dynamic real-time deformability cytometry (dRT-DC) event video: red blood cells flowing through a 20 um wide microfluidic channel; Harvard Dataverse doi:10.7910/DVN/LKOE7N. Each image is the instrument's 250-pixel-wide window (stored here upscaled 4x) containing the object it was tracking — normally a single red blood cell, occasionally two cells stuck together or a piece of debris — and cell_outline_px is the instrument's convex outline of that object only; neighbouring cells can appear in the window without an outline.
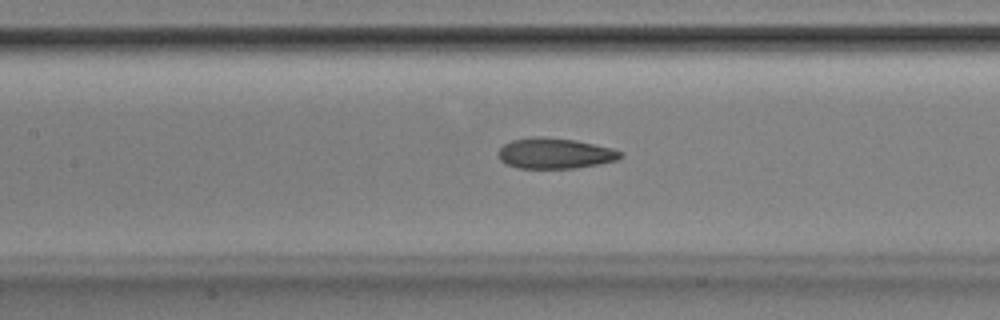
{"species": "Egyptian fruit bat (a non-hibernating species)", "species_latin": "Rousettus aegyptiacus", "temperature_condition": "room temperature", "stored_images_in_passage": 51, "camera_frame_rate_fps": 3000, "um_per_image_px": 0.085, "animal": {"sex": "male"}, "frame": {"image": 1, "passage_image": 23, "time_ms": 7.333, "image_size_px": [1000, 320], "cell_outline_px": [[624, 156], [616, 160], [576, 168], [516, 168], [504, 164], [500, 160], [496, 152], [504, 144], [512, 140], [532, 136], [540, 136], [576, 140], [612, 148], [624, 152]], "centroid_in_image_um": [47.13, 13.03], "position_along_channel_um": 160.3, "area_um2": 22.02}}
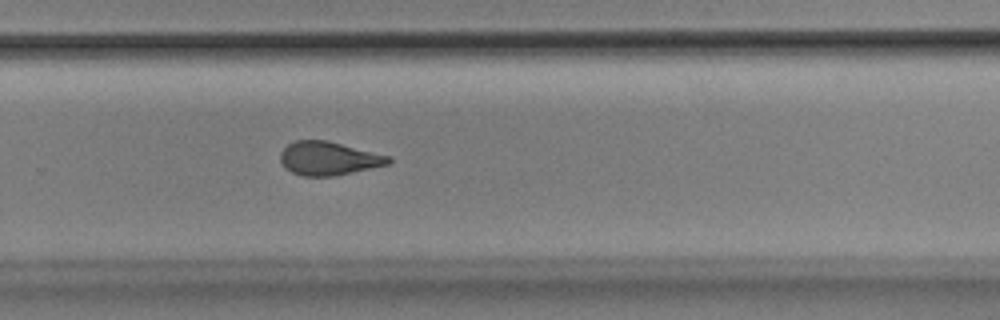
{"frame": {"image": 2, "passage_image": 34, "time_ms": 11.0, "image_size_px": [1000, 320], "cell_outline_px": [[392, 160], [388, 164], [332, 176], [304, 176], [292, 172], [284, 168], [280, 160], [280, 152], [288, 144], [296, 140], [328, 140], [392, 156]], "centroid_in_image_um": [27.92, 13.45], "position_along_channel_um": 301.9, "area_um2": 21.15}}
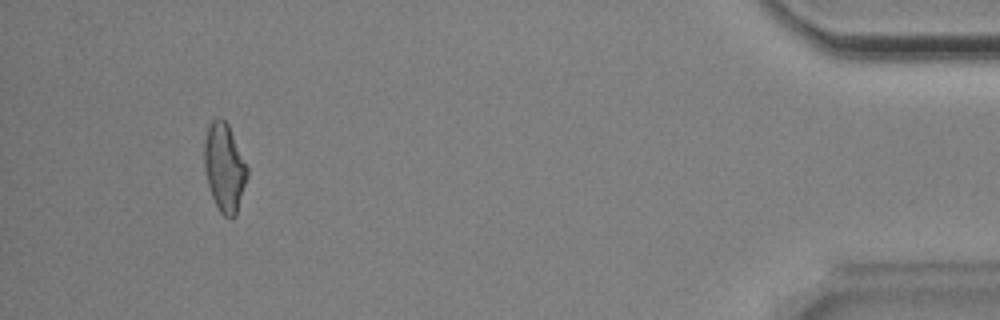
{"frame": {"image": 3, "passage_image": 48, "time_ms": 15.667, "image_size_px": [1000, 320], "cell_outline_px": [[248, 176], [236, 216], [232, 220], [228, 220], [220, 212], [212, 196], [208, 184], [204, 168], [204, 140], [208, 128], [212, 120], [220, 116], [228, 124], [248, 168]], "centroid_in_image_um": [19.08, 14.27], "position_along_channel_um": 416.1, "area_um2": 22.2}, "authors_computed_cell_mechanics": {"area_um2": 22.0796, "velocity_mm_per_s": 3.8827, "shape_relaxation_time_tau1_ms": 6.8032, "shape_relaxation_time_tau2_ms": 2.5366, "deformation_change_tau1": 0.1886, "deformation_change_tau2": 0.0954}}